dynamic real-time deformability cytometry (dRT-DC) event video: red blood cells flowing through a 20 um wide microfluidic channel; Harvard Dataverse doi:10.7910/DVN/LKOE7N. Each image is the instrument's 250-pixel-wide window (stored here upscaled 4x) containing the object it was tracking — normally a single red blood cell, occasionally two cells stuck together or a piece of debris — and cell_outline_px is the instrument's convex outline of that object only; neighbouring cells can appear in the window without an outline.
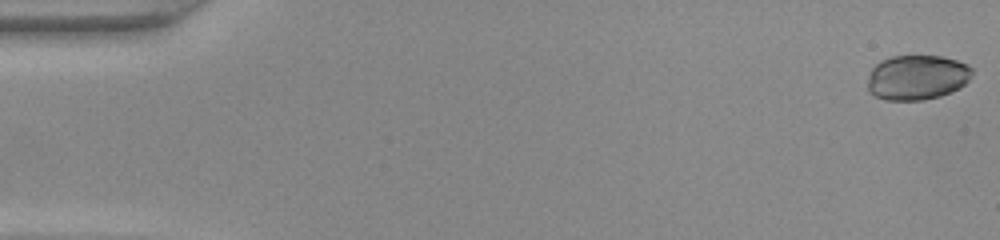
{"species": "common noctule bat (a hibernating species)", "species_latin": "Nyctalus noctula", "temperature_condition": "warm", "stored_images_in_passage": 48, "camera_frame_rate_fps": 3000, "um_per_image_px": 0.085, "animal": {"sex": "female", "body_mass_g": 22.0, "forearm_length_mm": 56.7}, "frame": {"image": 1, "passage_image": 1, "time_ms": 0.0, "image_size_px": [1000, 240], "cell_outline_px": [[972, 76], [960, 88], [952, 92], [940, 96], [924, 100], [884, 100], [868, 92], [868, 80], [872, 68], [880, 60], [892, 56], [940, 56], [956, 60], [968, 64], [972, 68]], "centroid_in_image_um": [77.95, 6.58], "position_along_channel_um": 7.0, "area_um2": 27.51}}
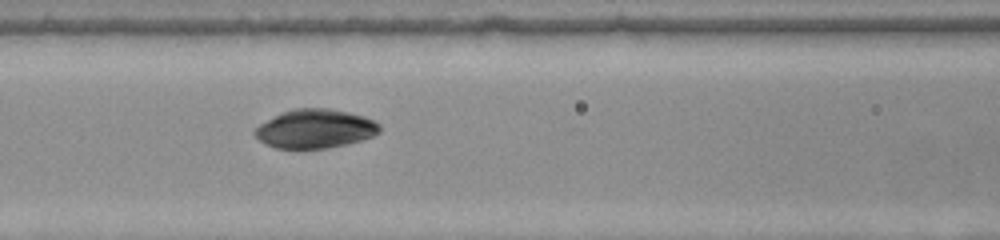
{"frame": {"image": 2, "passage_image": 21, "time_ms": 6.667, "image_size_px": [1000, 240], "cell_outline_px": [[380, 132], [372, 136], [360, 140], [344, 144], [324, 148], [276, 148], [264, 144], [252, 132], [260, 124], [292, 108], [328, 108], [348, 112], [364, 116], [380, 124]], "centroid_in_image_um": [26.78, 10.94], "position_along_channel_um": 139.8, "area_um2": 27.92}}
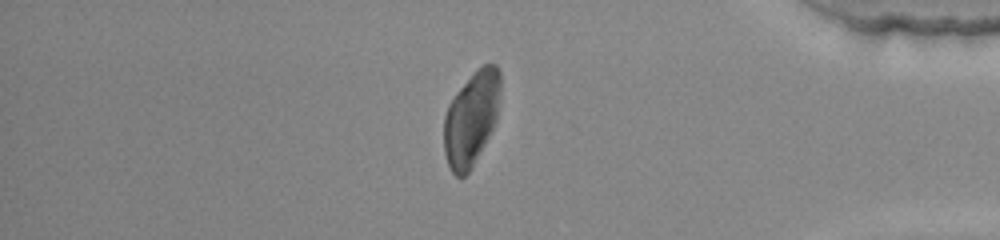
{"frame": {"image": 3, "passage_image": 41, "time_ms": 13.333, "image_size_px": [1000, 240], "cell_outline_px": [[500, 92], [496, 120], [472, 168], [464, 176], [456, 176], [452, 172], [448, 164], [444, 152], [444, 116], [448, 104], [456, 92], [476, 68], [484, 64], [496, 64], [500, 72]], "centroid_in_image_um": [40.05, 10.04], "position_along_channel_um": 395.1, "area_um2": 30.87}}